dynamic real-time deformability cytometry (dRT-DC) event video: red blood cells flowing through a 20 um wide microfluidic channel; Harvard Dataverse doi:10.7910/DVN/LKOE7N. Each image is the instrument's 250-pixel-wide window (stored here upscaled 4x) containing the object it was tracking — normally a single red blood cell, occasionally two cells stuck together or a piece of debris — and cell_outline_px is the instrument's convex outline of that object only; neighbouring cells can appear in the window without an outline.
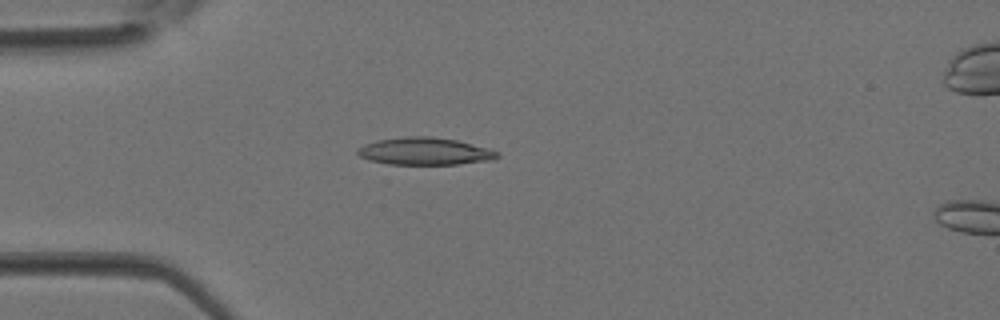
{"species": "Egyptian fruit bat (a non-hibernating species)", "species_latin": "Rousettus aegyptiacus", "temperature_condition": "room temperature", "stored_images_in_passage": 2, "camera_frame_rate_fps": 3000, "um_per_image_px": 0.085, "animal": {"sex": "female"}, "frame": {"image": 1, "passage_image": 1, "time_ms": 0.0, "image_size_px": [1000, 320], "cell_outline_px": [[500, 156], [492, 160], [456, 164], [388, 164], [368, 160], [360, 156], [356, 152], [356, 148], [364, 144], [376, 140], [404, 136], [432, 136], [456, 140], [472, 144], [500, 152]], "centroid_in_image_um": [36.07, 12.85], "position_along_channel_um": 48.9, "area_um2": 22.37}}